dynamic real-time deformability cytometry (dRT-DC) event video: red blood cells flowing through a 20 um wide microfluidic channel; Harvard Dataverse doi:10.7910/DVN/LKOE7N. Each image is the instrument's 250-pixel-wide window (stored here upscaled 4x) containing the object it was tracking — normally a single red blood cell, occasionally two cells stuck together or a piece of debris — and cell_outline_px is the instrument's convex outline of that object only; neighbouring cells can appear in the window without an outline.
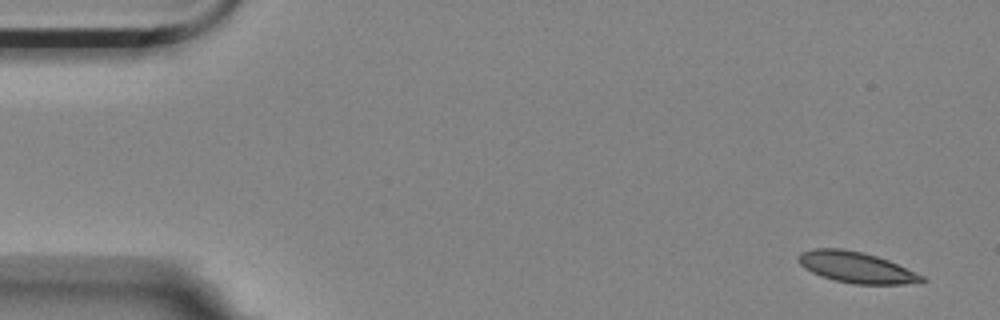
{"species": "Egyptian fruit bat (a non-hibernating species)", "species_latin": "Rousettus aegyptiacus", "temperature_condition": "room temperature", "stored_images_in_passage": 6, "camera_frame_rate_fps": 3000, "um_per_image_px": 0.085, "animal": {"sex": "female"}, "frame": {"image": 1, "passage_image": 1, "time_ms": 0.0, "image_size_px": [1000, 320], "cell_outline_px": [[928, 280], [924, 284], [852, 284], [820, 276], [804, 268], [796, 260], [796, 256], [800, 252], [812, 248], [844, 248], [876, 256], [888, 260], [924, 276]], "centroid_in_image_um": [72.79, 22.73], "position_along_channel_um": 12.2, "area_um2": 22.6}}
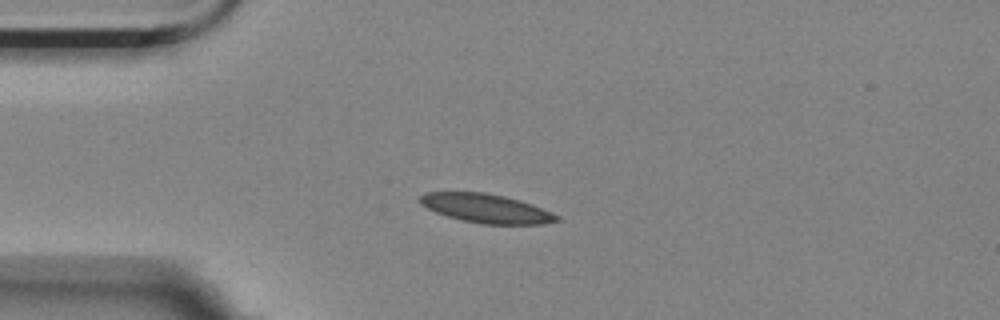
{"frame": {"image": 2, "passage_image": 4, "time_ms": 1.0, "image_size_px": [1000, 320], "cell_outline_px": [[560, 220], [544, 224], [480, 224], [460, 220], [436, 212], [420, 204], [420, 196], [428, 192], [484, 192], [504, 196], [532, 204], [552, 212], [560, 216]], "centroid_in_image_um": [41.35, 17.72], "position_along_channel_um": 43.6, "area_um2": 23.0}}
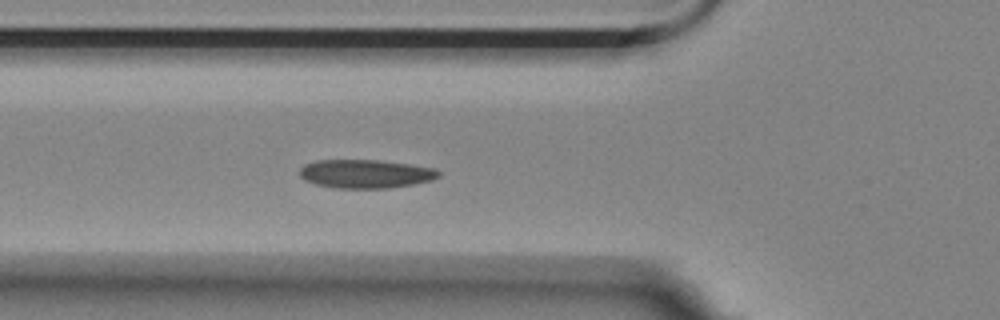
{"frame": {"image": 3, "passage_image": 6, "time_ms": 1.667, "image_size_px": [1000, 320], "cell_outline_px": [[440, 176], [432, 180], [412, 184], [388, 188], [336, 188], [312, 184], [304, 180], [300, 176], [300, 168], [304, 164], [316, 160], [380, 160], [436, 168], [440, 172]], "centroid_in_image_um": [31.04, 14.77], "position_along_channel_um": 94.8, "area_um2": 23.29}}